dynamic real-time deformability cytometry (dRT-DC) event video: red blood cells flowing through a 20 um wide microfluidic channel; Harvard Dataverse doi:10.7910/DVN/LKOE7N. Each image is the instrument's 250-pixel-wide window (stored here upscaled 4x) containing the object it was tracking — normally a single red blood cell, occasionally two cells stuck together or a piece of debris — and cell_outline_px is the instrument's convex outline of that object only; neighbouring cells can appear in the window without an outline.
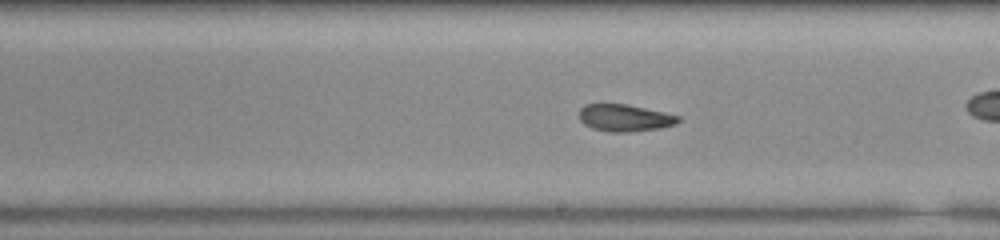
{"species": "common noctule bat (a hibernating species)", "species_latin": "Nyctalus noctula", "temperature_condition": "room temperature", "stored_images_in_passage": 44, "camera_frame_rate_fps": 3000, "um_per_image_px": 0.085, "animal": {"sex": "male", "body_mass_g": 20.0, "forearm_length_mm": 53.3}, "frame": {"image": 1, "passage_image": 19, "time_ms": 6.0, "image_size_px": [1000, 240], "cell_outline_px": [[680, 120], [676, 124], [660, 128], [628, 132], [608, 132], [592, 128], [584, 124], [580, 120], [580, 108], [584, 104], [628, 104], [664, 112], [680, 116]], "centroid_in_image_um": [53.1, 10.02], "position_along_channel_um": 235.9, "area_um2": 15.66}}
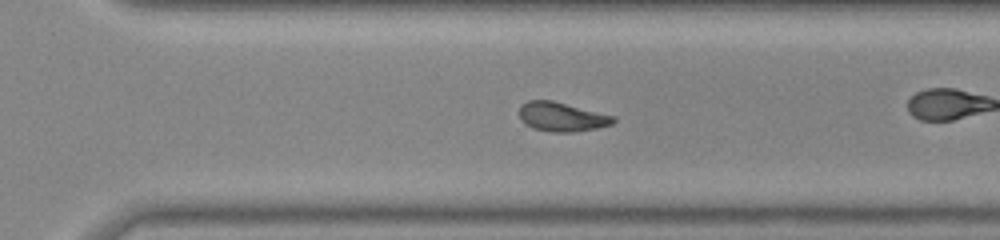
{"frame": {"image": 2, "passage_image": 26, "time_ms": 8.333, "image_size_px": [1000, 240], "cell_outline_px": [[616, 120], [612, 124], [596, 128], [572, 132], [552, 132], [532, 128], [524, 124], [520, 120], [520, 104], [528, 100], [552, 100], [616, 116]], "centroid_in_image_um": [47.73, 9.92], "position_along_channel_um": 322.9, "area_um2": 16.13}, "authors_computed_cell_mechanics": {"area_um2": 16.3863, "velocity_mm_per_s": 3.7278, "shape_relaxation_time_tau1_ms": null, "shape_relaxation_time_tau2_ms": 3.6774, "deformation_change_tau1": null, "deformation_change_tau2": 0.0985}}